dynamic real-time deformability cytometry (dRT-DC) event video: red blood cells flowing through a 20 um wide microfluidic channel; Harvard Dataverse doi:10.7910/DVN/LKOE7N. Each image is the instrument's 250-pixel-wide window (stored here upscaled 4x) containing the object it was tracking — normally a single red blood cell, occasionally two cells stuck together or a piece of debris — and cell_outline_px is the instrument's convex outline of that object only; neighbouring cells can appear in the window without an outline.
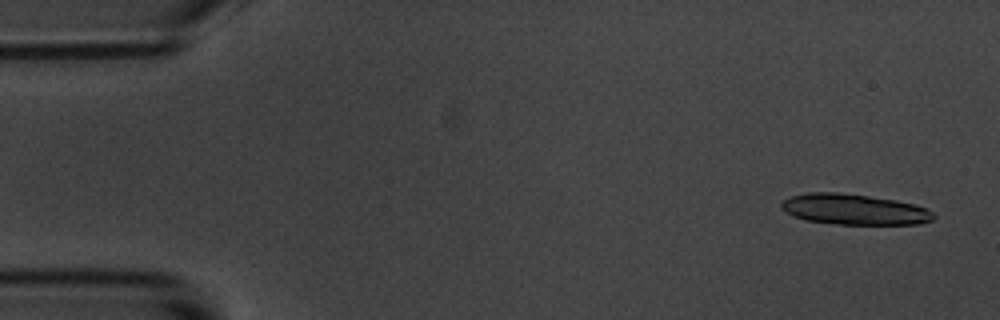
{"species": "common noctule bat (a hibernating species)", "species_latin": "Nyctalus noctula", "temperature_condition": "room temperature", "stored_images_in_passage": 4, "segment_of_instrument_passage": [2, 2], "camera_frame_rate_fps": 3000, "um_per_image_px": 0.085, "animal": {"sex": "male", "body_mass_g": 20.1, "forearm_length_mm": 53.5}, "frame": {"image": 1, "passage_image": 4, "time_ms": 4.667, "image_size_px": [1000, 320], "cell_outline_px": [[936, 216], [932, 220], [920, 224], [840, 224], [808, 220], [792, 216], [784, 212], [780, 208], [780, 204], [784, 200], [792, 196], [808, 192], [840, 192], [896, 200], [916, 204], [928, 208]], "centroid_in_image_um": [72.62, 17.79], "position_along_channel_um": 12.4, "area_um2": 27.28}}